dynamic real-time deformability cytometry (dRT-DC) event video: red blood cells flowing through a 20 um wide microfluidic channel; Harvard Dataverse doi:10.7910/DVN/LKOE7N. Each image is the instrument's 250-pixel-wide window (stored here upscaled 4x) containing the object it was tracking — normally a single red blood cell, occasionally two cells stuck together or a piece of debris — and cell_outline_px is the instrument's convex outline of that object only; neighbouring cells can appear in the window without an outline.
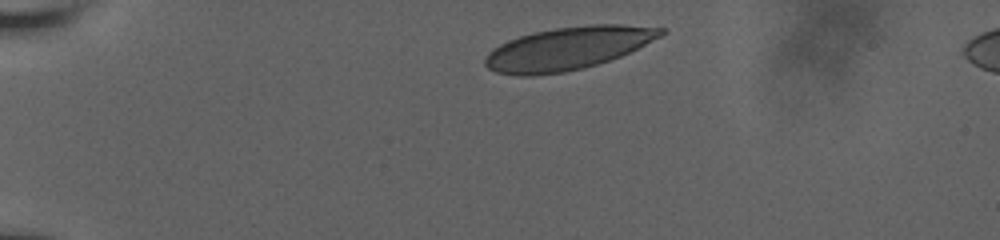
{"species": "human", "species_latin": "Homo sapiens", "temperature_condition": "room temperature", "stored_images_in_passage": 37, "camera_frame_rate_fps": 3000, "um_per_image_px": 0.085, "donor": {"sex": "male"}, "frame": {"image": 1, "passage_image": 1, "time_ms": 0.0, "image_size_px": [1000, 240], "cell_outline_px": [[668, 32], [620, 56], [584, 68], [564, 72], [532, 76], [520, 76], [496, 72], [488, 68], [484, 64], [484, 56], [488, 52], [500, 44], [508, 40], [532, 32], [556, 28], [592, 24], [620, 24], [668, 28]], "centroid_in_image_um": [48.24, 4.11], "position_along_channel_um": 36.8, "area_um2": 43.75}}
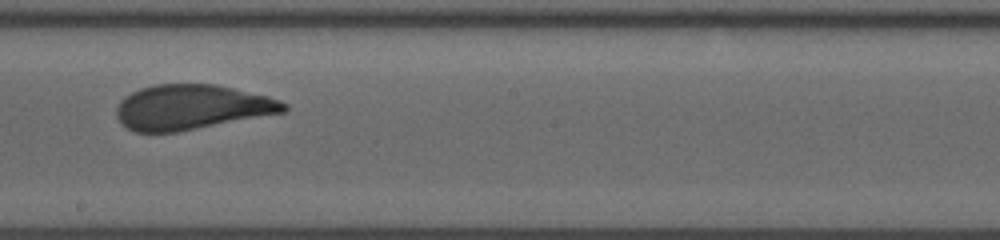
{"frame": {"image": 2, "passage_image": 22, "time_ms": 7.0, "image_size_px": [1000, 240], "cell_outline_px": [[288, 108], [284, 112], [176, 132], [136, 132], [120, 124], [116, 116], [116, 108], [120, 100], [124, 96], [140, 88], [152, 84], [216, 84], [268, 96], [280, 100], [288, 104]], "centroid_in_image_um": [16.25, 9.1], "position_along_channel_um": 231.9, "area_um2": 43.81}}
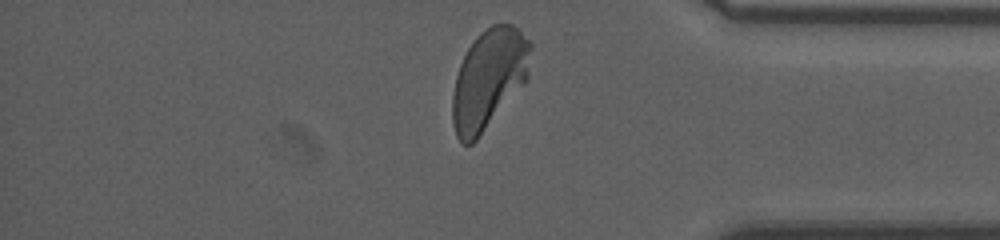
{"frame": {"image": 3, "passage_image": 36, "time_ms": 11.667, "image_size_px": [1000, 240], "cell_outline_px": [[532, 48], [528, 80], [476, 140], [472, 144], [460, 144], [456, 136], [452, 124], [452, 96], [456, 76], [460, 64], [468, 48], [476, 36], [480, 32], [492, 24], [512, 24], [532, 44]], "centroid_in_image_um": [41.55, 6.73], "position_along_channel_um": 393.7, "area_um2": 45.6}, "authors_computed_cell_mechanics": {"area_um2": 44.7372, "velocity_mm_per_s": 3.7714, "shape_relaxation_time_tau1_ms": 6.5116, "shape_relaxation_time_tau2_ms": null, "deformation_change_tau1": 0.1841, "deformation_change_tau2": null}}